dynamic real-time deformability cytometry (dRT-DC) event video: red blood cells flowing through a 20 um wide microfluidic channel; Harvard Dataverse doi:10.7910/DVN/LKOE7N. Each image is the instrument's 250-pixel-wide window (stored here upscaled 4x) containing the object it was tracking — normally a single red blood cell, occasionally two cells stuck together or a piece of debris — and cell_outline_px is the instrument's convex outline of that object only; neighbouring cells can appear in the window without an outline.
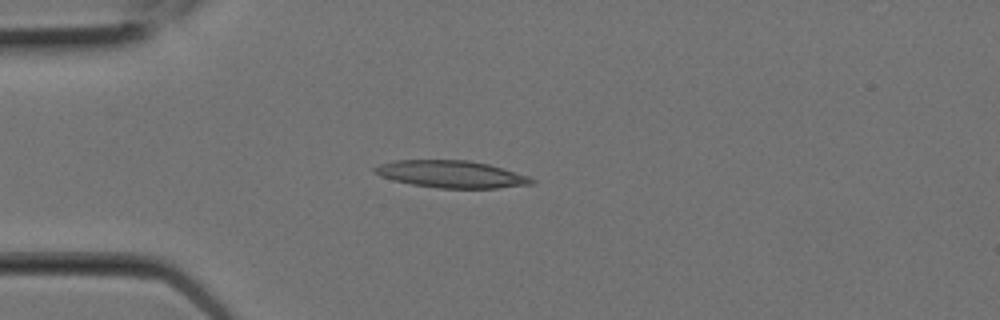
{"species": "Egyptian fruit bat (a non-hibernating species)", "species_latin": "Rousettus aegyptiacus", "temperature_condition": "room temperature", "stored_images_in_passage": 6, "camera_frame_rate_fps": 3000, "um_per_image_px": 0.085, "animal": {"sex": "female"}, "frame": {"image": 1, "passage_image": 5, "time_ms": 1.333, "image_size_px": [1000, 320], "cell_outline_px": [[536, 184], [496, 188], [440, 188], [412, 184], [392, 180], [380, 176], [372, 172], [372, 168], [380, 164], [396, 160], [468, 160], [488, 164], [528, 176], [536, 180]], "centroid_in_image_um": [38.35, 14.81], "position_along_channel_um": 46.7, "area_um2": 24.85}}